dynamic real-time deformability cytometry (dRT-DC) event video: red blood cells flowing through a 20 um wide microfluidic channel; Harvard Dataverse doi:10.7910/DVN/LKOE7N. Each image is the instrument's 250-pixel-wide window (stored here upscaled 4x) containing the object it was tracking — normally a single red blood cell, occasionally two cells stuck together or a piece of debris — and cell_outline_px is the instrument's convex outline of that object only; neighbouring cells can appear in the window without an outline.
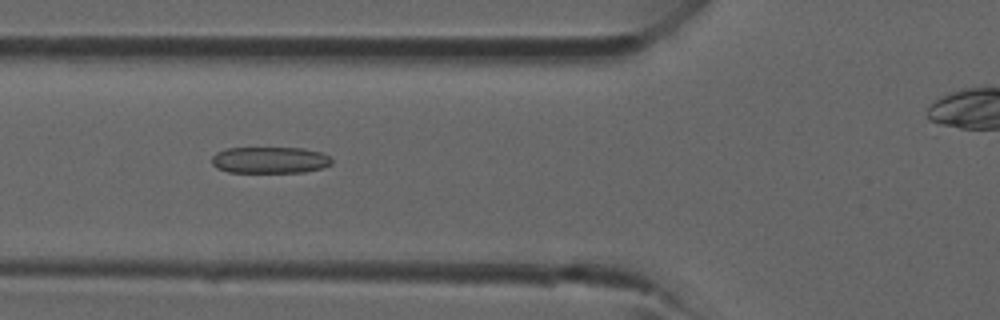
{"species": "common noctule bat (a hibernating species)", "species_latin": "Nyctalus noctula", "temperature_condition": "room temperature", "stored_images_in_passage": 26, "camera_frame_rate_fps": 3000, "um_per_image_px": 0.085, "animal": {"sex": "male", "forearm_length_mm": 52.5}, "frame": {"image": 1, "passage_image": 15, "time_ms": 4.667, "image_size_px": [1000, 320], "cell_outline_px": [[332, 164], [320, 168], [304, 172], [228, 172], [216, 168], [212, 164], [212, 156], [216, 152], [224, 148], [304, 148], [324, 152], [332, 160]], "centroid_in_image_um": [22.93, 13.6], "position_along_channel_um": 102.9, "area_um2": 18.67}}
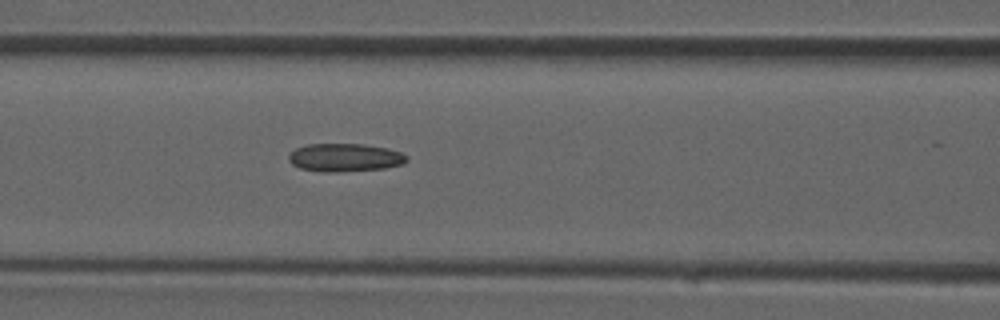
{"frame": {"image": 2, "passage_image": 17, "time_ms": 5.333, "image_size_px": [1000, 320], "cell_outline_px": [[408, 160], [404, 164], [384, 168], [332, 172], [328, 172], [300, 168], [292, 164], [288, 160], [288, 156], [296, 148], [308, 144], [360, 144], [384, 148], [400, 152], [408, 156]], "centroid_in_image_um": [29.31, 13.39], "position_along_channel_um": 137.3, "area_um2": 19.07}}
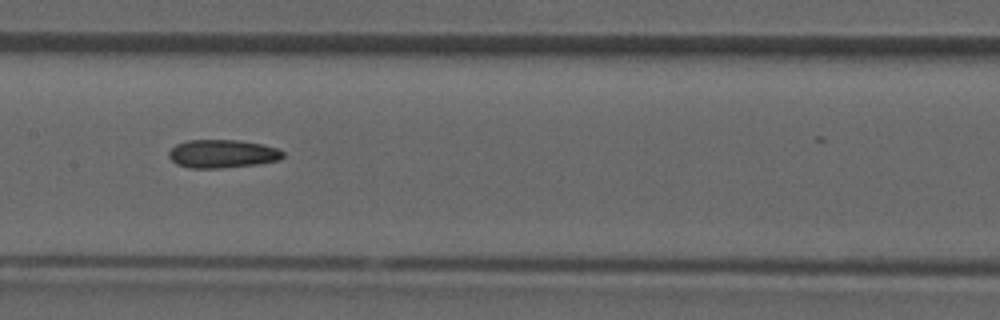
{"frame": {"image": 3, "passage_image": 20, "time_ms": 6.333, "image_size_px": [1000, 320], "cell_outline_px": [[284, 156], [280, 160], [256, 164], [220, 168], [192, 168], [176, 164], [168, 156], [168, 152], [176, 144], [188, 140], [236, 140], [260, 144], [276, 148], [284, 152]], "centroid_in_image_um": [18.88, 13.07], "position_along_channel_um": 188.5, "area_um2": 18.67}}